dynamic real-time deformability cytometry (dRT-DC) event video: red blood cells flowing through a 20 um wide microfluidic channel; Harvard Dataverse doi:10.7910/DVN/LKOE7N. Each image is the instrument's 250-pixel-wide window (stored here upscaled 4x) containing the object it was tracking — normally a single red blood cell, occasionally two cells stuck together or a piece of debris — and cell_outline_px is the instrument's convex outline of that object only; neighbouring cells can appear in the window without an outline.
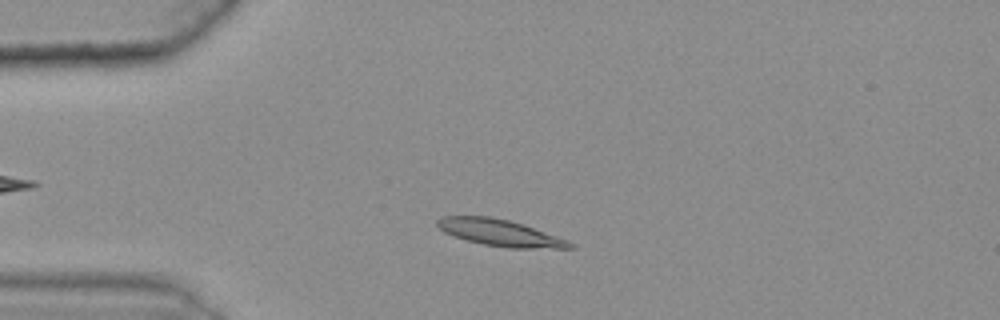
{"species": "common noctule bat (a hibernating species)", "species_latin": "Nyctalus noctula", "temperature_condition": "warm", "stored_images_in_passage": 41, "camera_frame_rate_fps": 3000, "um_per_image_px": 0.085, "animal": {"sex": "female", "body_mass_g": 25.1}, "frame": {"image": 1, "passage_image": 8, "time_ms": 2.333, "image_size_px": [1000, 320], "cell_outline_px": [[576, 248], [508, 248], [484, 244], [468, 240], [444, 232], [436, 224], [436, 220], [440, 216], [488, 216], [508, 220], [524, 224], [568, 240], [576, 244]], "centroid_in_image_um": [42.54, 19.78], "position_along_channel_um": 42.5, "area_um2": 20.46}}
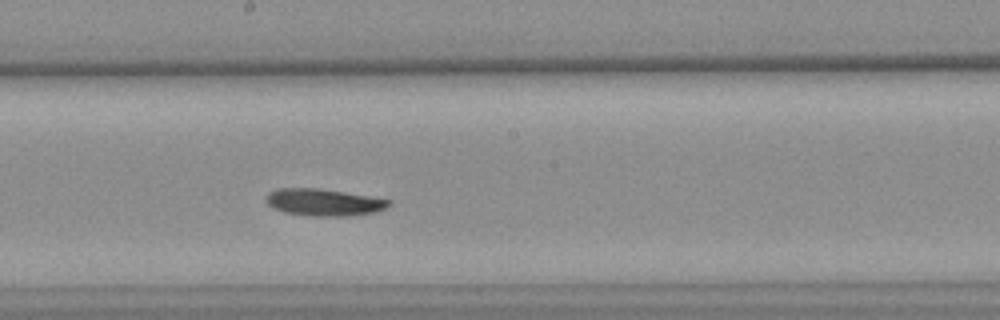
{"frame": {"image": 2, "passage_image": 25, "time_ms": 8.0, "image_size_px": [1000, 320], "cell_outline_px": [[392, 204], [388, 208], [376, 212], [352, 216], [308, 216], [284, 212], [272, 208], [264, 200], [268, 192], [280, 188], [316, 188], [344, 192], [392, 200]], "centroid_in_image_um": [27.53, 17.21], "position_along_channel_um": 220.7, "area_um2": 19.59}}
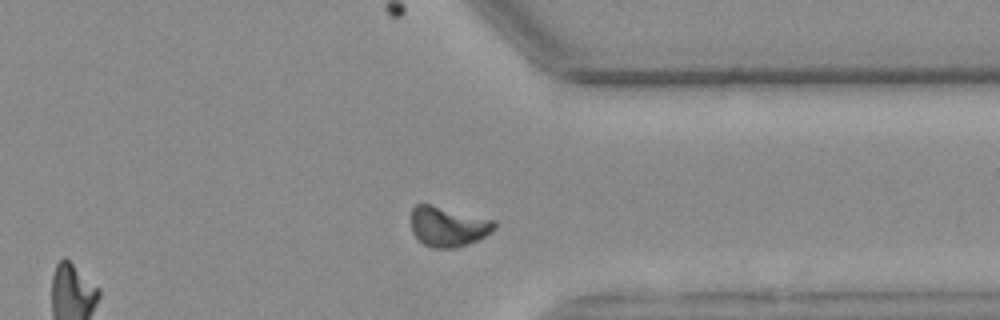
{"frame": {"image": 3, "passage_image": 38, "time_ms": 12.333, "image_size_px": [1000, 320], "cell_outline_px": [[496, 228], [492, 232], [480, 240], [456, 248], [432, 248], [424, 244], [412, 232], [412, 208], [416, 204], [428, 204], [496, 220]], "centroid_in_image_um": [38.13, 19.27], "position_along_channel_um": 373.3, "area_um2": 19.48}}